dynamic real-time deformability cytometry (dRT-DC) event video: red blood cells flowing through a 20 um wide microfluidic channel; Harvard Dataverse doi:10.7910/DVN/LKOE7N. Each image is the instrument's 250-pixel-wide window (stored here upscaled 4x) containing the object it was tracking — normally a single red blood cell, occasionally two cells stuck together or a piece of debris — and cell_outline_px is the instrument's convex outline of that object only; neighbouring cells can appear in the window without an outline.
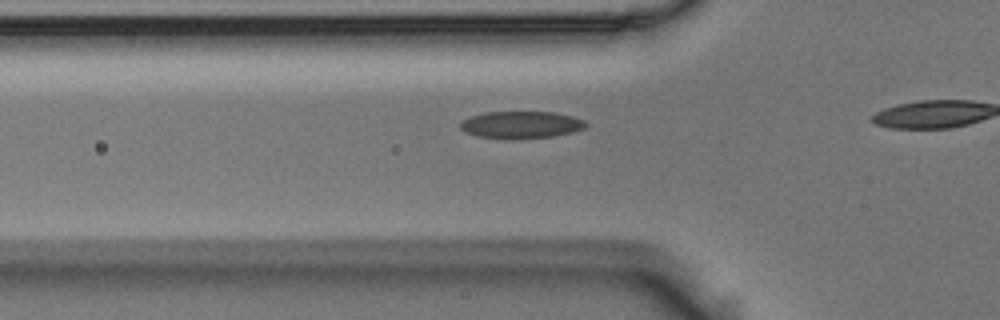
{"species": "Egyptian fruit bat (a non-hibernating species)", "species_latin": "Rousettus aegyptiacus", "temperature_condition": "room temperature", "stored_images_in_passage": 18, "camera_frame_rate_fps": 3000, "um_per_image_px": 0.085, "animal": {"sex": "male"}, "frame": {"image": 1, "passage_image": 13, "time_ms": 4.0, "image_size_px": [1000, 320], "cell_outline_px": [[588, 124], [584, 128], [572, 132], [552, 136], [512, 140], [476, 136], [464, 132], [460, 128], [460, 124], [464, 120], [472, 116], [484, 112], [552, 112], [572, 116], [584, 120]], "centroid_in_image_um": [44.28, 10.62], "position_along_channel_um": 81.5, "area_um2": 19.94}}
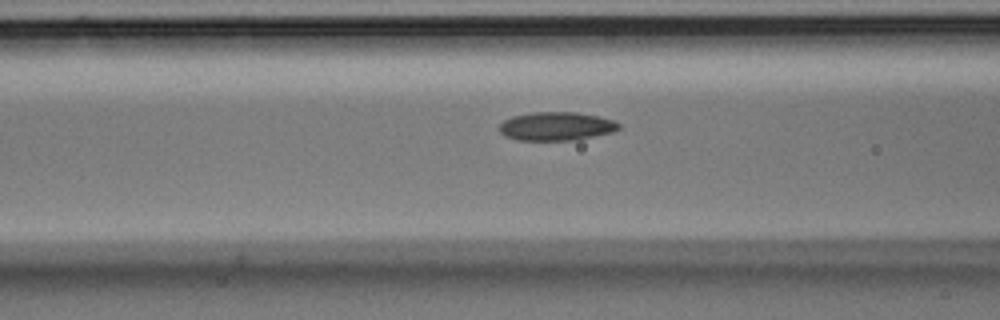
{"frame": {"image": 2, "passage_image": 16, "time_ms": 5.0, "image_size_px": [1000, 320], "cell_outline_px": [[620, 128], [612, 132], [572, 140], [516, 140], [504, 136], [500, 132], [500, 124], [504, 120], [512, 116], [532, 112], [576, 112], [600, 116], [616, 120], [620, 124]], "centroid_in_image_um": [47.29, 10.72], "position_along_channel_um": 119.3, "area_um2": 19.94}}